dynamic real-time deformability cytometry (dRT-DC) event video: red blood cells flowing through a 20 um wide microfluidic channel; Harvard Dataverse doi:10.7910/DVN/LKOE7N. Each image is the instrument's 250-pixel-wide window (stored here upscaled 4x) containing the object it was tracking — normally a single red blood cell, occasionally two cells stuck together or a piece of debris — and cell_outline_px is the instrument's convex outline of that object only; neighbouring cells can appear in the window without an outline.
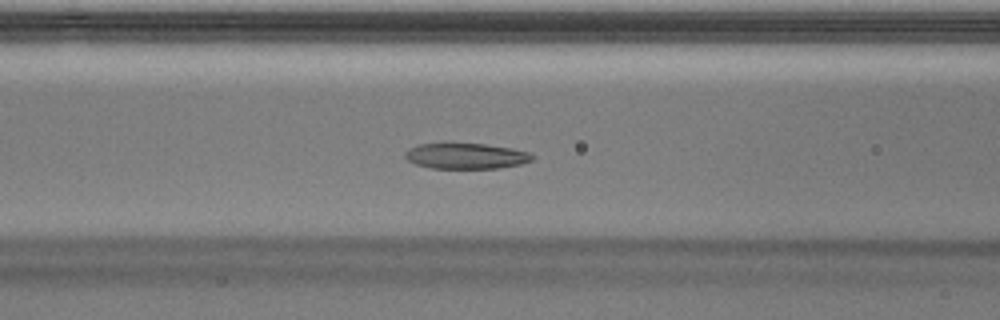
{"species": "Egyptian fruit bat (a non-hibernating species)", "species_latin": "Rousettus aegyptiacus", "temperature_condition": "warm", "stored_images_in_passage": 37, "segment_of_instrument_passage": [1, 2], "camera_frame_rate_fps": 3000, "um_per_image_px": 0.085, "animal": {"sex": "male"}, "frame": {"image": 1, "passage_image": 7, "time_ms": 2.0, "image_size_px": [1000, 320], "cell_outline_px": [[536, 156], [532, 160], [520, 164], [500, 168], [432, 168], [416, 164], [408, 160], [404, 156], [404, 152], [408, 148], [420, 144], [444, 140], [448, 140], [484, 144], [512, 148], [528, 152]], "centroid_in_image_um": [39.55, 13.21], "position_along_channel_um": 127.0, "area_um2": 19.88}}
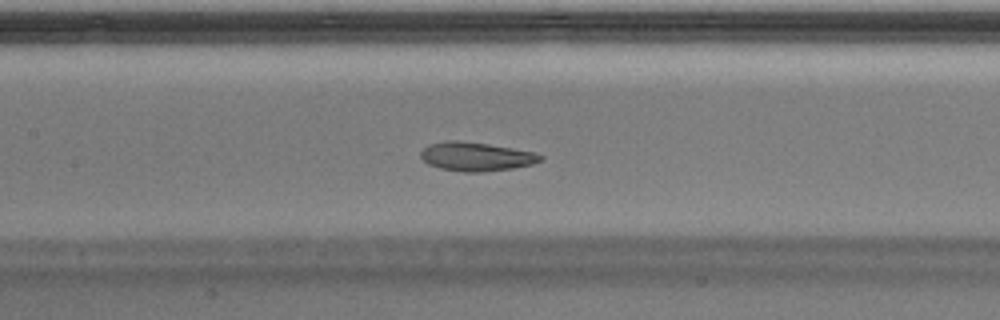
{"frame": {"image": 2, "passage_image": 10, "time_ms": 3.0, "image_size_px": [1000, 320], "cell_outline_px": [[544, 156], [540, 160], [532, 164], [512, 168], [484, 172], [464, 172], [440, 168], [428, 164], [420, 156], [420, 152], [428, 144], [448, 140], [456, 140], [488, 144], [512, 148], [532, 152]], "centroid_in_image_um": [40.43, 13.31], "position_along_channel_um": 167.0, "area_um2": 19.94}}
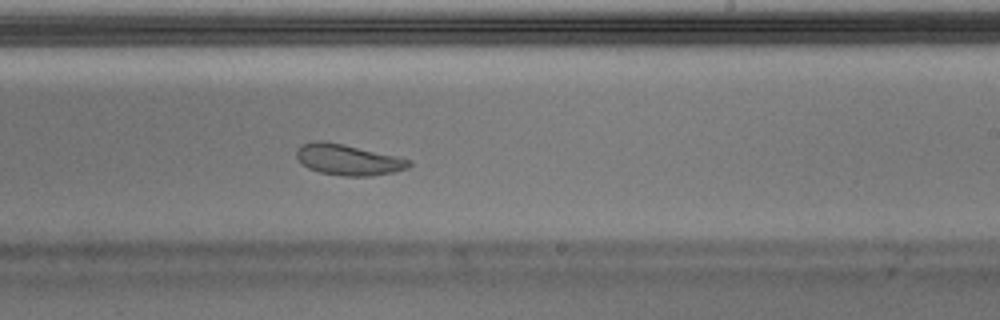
{"frame": {"image": 3, "passage_image": 17, "time_ms": 5.333, "image_size_px": [1000, 320], "cell_outline_px": [[412, 164], [408, 168], [392, 172], [372, 176], [344, 176], [320, 172], [308, 168], [296, 156], [296, 152], [300, 144], [312, 140], [320, 140], [344, 144], [396, 156], [412, 160]], "centroid_in_image_um": [29.59, 13.56], "position_along_channel_um": 259.4, "area_um2": 20.23}}